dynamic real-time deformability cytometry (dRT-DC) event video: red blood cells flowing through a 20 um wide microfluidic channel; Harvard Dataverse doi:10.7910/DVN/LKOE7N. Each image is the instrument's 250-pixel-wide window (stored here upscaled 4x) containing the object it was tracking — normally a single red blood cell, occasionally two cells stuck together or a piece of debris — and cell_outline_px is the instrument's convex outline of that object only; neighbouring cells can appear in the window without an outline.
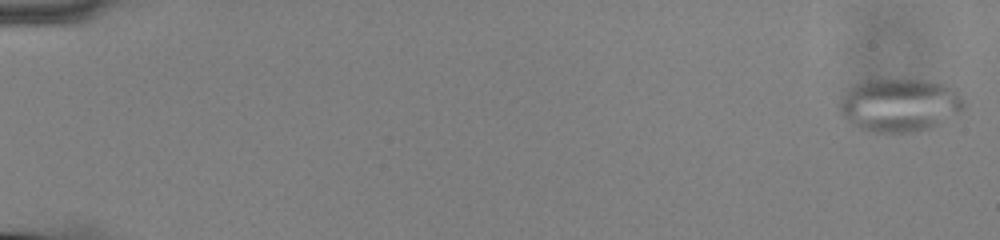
{"species": "common noctule bat (a hibernating species)", "species_latin": "Nyctalus noctula", "temperature_condition": "cold", "stored_images_in_passage": 57, "camera_frame_rate_fps": 3000, "um_per_image_px": 0.085, "animal": {"sex": "male", "body_mass_g": 13.0, "forearm_length_mm": 53.1}, "frame": {"image": 1, "passage_image": 1, "time_ms": 0.0, "image_size_px": [1000, 240], "cell_outline_px": [[968, 104], [956, 116], [932, 128], [916, 132], [872, 132], [860, 128], [844, 120], [840, 112], [840, 104], [844, 96], [852, 84], [872, 80], [924, 80], [956, 88]], "centroid_in_image_um": [76.53, 8.95], "position_along_channel_um": 8.5, "area_um2": 38.9}}
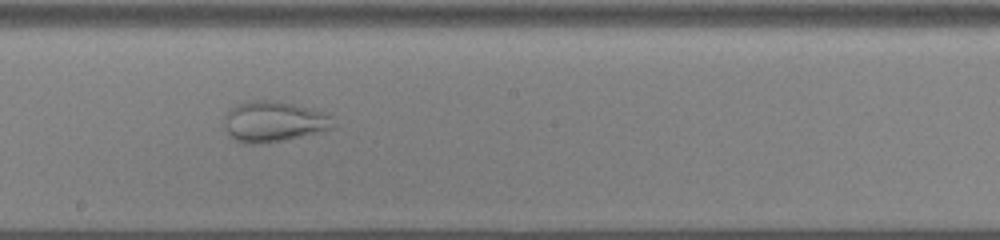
{"frame": {"image": 2, "passage_image": 33, "time_ms": 10.667, "image_size_px": [1000, 240], "cell_outline_px": [[332, 128], [284, 140], [260, 144], [240, 144], [228, 136], [224, 128], [224, 116], [236, 104], [252, 100], [280, 100], [324, 112], [328, 116]], "centroid_in_image_um": [23.14, 10.34], "position_along_channel_um": 225.1, "area_um2": 25.78}}
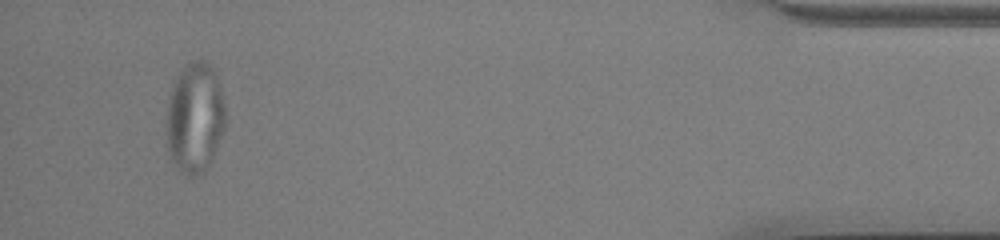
{"frame": {"image": 3, "passage_image": 54, "time_ms": 17.667, "image_size_px": [1000, 240], "cell_outline_px": [[224, 128], [212, 160], [204, 172], [192, 176], [188, 176], [180, 172], [176, 168], [168, 156], [164, 132], [168, 104], [176, 80], [180, 72], [188, 64], [196, 60], [204, 60], [212, 68], [216, 76], [224, 100]], "centroid_in_image_um": [16.53, 10.1], "position_along_channel_um": 418.7, "area_um2": 37.97}}